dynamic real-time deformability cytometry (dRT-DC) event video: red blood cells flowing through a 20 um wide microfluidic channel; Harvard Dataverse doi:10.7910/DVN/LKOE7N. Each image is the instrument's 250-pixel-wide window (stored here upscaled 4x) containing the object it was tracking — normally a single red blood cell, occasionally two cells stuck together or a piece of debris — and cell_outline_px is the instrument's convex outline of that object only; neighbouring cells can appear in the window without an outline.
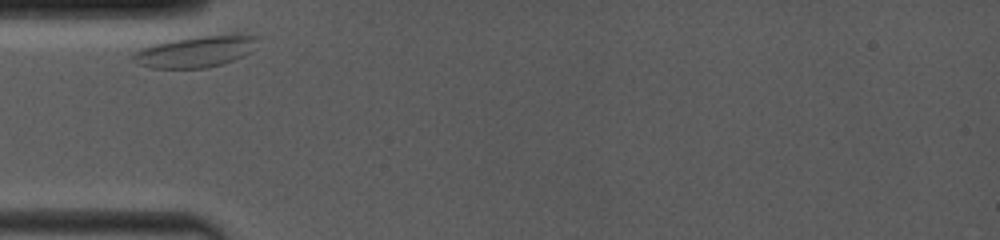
{"species": "common noctule bat (a hibernating species)", "species_latin": "Nyctalus noctula", "temperature_condition": "room temperature", "stored_images_in_passage": 28, "camera_frame_rate_fps": 4000, "um_per_image_px": 0.085, "animal": {"sex": "female", "body_mass_g": 19.0, "forearm_length_mm": 53.3}, "frame": {"image": 1, "passage_image": 1, "time_ms": 0.0, "image_size_px": [1000, 240], "cell_outline_px": [[260, 36], [252, 52], [244, 56], [208, 68], [152, 68], [140, 64], [132, 60], [132, 56], [140, 48], [172, 40], [200, 36], [232, 32]], "centroid_in_image_um": [16.73, 4.35], "position_along_channel_um": 68.3, "area_um2": 23.0}}
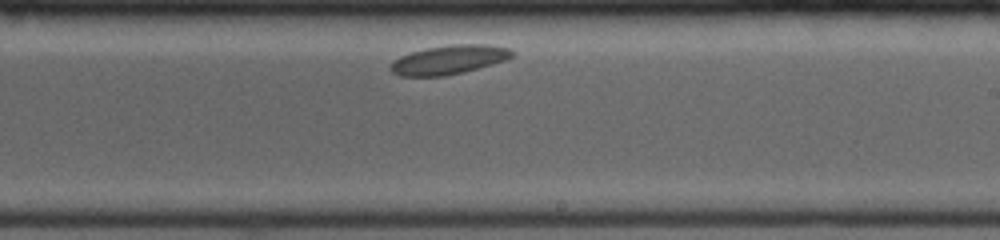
{"frame": {"image": 2, "passage_image": 16, "time_ms": 5.25, "image_size_px": [1000, 240], "cell_outline_px": [[516, 56], [504, 60], [464, 72], [444, 76], [400, 76], [392, 72], [388, 68], [392, 60], [400, 56], [412, 52], [428, 48], [452, 44], [488, 44], [508, 48], [516, 52]], "centroid_in_image_um": [38.16, 5.07], "position_along_channel_um": 250.8, "area_um2": 20.63}}
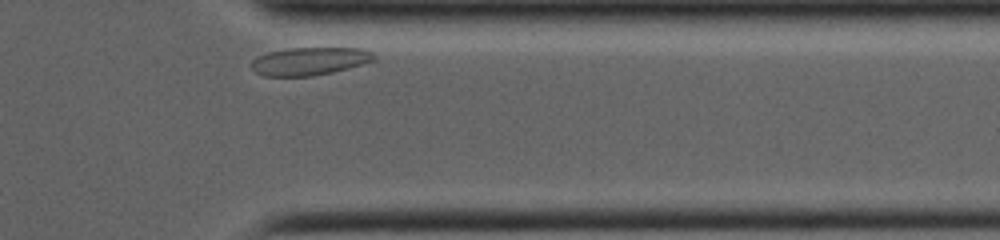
{"frame": {"image": 3, "passage_image": 27, "time_ms": 9.0, "image_size_px": [1000, 240], "cell_outline_px": [[376, 60], [348, 68], [332, 72], [312, 76], [264, 76], [256, 72], [252, 68], [252, 60], [256, 56], [268, 52], [288, 48], [364, 48], [372, 52], [376, 56]], "centroid_in_image_um": [26.32, 5.19], "position_along_channel_um": 385.1, "area_um2": 20.0}}